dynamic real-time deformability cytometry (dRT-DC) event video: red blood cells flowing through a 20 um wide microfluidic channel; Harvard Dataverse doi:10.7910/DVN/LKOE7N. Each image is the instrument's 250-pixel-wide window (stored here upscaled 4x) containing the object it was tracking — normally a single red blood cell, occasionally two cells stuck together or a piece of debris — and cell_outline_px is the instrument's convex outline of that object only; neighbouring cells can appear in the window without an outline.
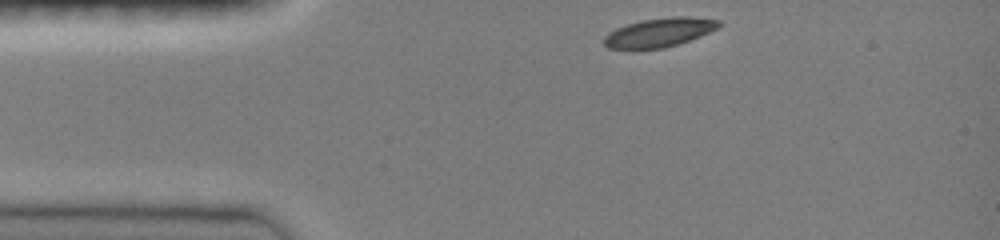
{"species": "common noctule bat (a hibernating species)", "species_latin": "Nyctalus noctula", "temperature_condition": "room temperature", "stored_images_in_passage": 38, "camera_frame_rate_fps": 3000, "um_per_image_px": 0.085, "animal": {"sex": "female", "body_mass_g": 19.0, "forearm_length_mm": 51.5}, "frame": {"image": 1, "passage_image": 1, "time_ms": 0.0, "image_size_px": [1000, 240], "cell_outline_px": [[720, 28], [700, 36], [664, 48], [608, 48], [604, 44], [604, 36], [608, 32], [616, 28], [640, 20], [672, 16], [688, 16], [720, 20]], "centroid_in_image_um": [56.06, 2.73], "position_along_channel_um": 28.9, "area_um2": 19.25}}
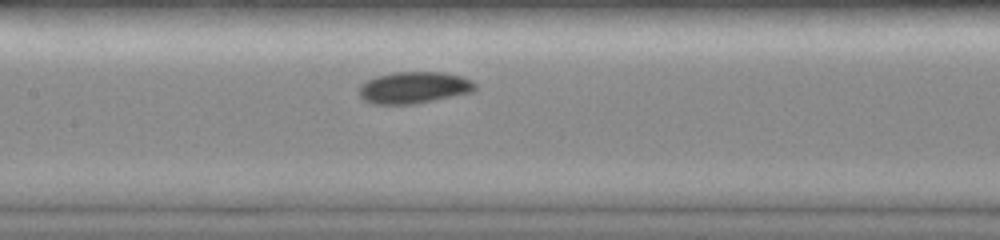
{"frame": {"image": 2, "passage_image": 15, "time_ms": 4.667, "image_size_px": [1000, 240], "cell_outline_px": [[476, 88], [472, 92], [416, 104], [372, 104], [364, 100], [360, 96], [356, 88], [360, 84], [376, 76], [392, 72], [444, 72], [460, 76], [472, 80], [476, 84]], "centroid_in_image_um": [35.15, 7.44], "position_along_channel_um": 172.3, "area_um2": 21.68}}
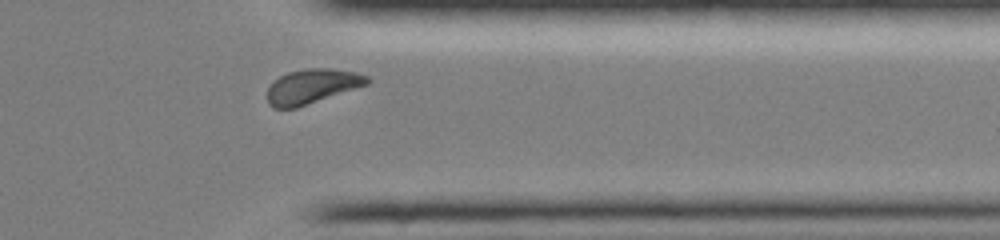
{"frame": {"image": 3, "passage_image": 32, "time_ms": 10.0, "image_size_px": [1000, 240], "cell_outline_px": [[372, 80], [368, 84], [296, 108], [276, 108], [268, 104], [268, 88], [272, 80], [288, 72], [308, 68], [332, 68], [356, 72], [368, 76]], "centroid_in_image_um": [26.53, 7.32], "position_along_channel_um": 384.9, "area_um2": 20.11}, "authors_computed_cell_mechanics": {"area_um2": 20.2589, "velocity_mm_per_s": 3.9739, "shape_relaxation_time_tau1_ms": 2.7659, "shape_relaxation_time_tau2_ms": null, "deformation_change_tau1": 0.0998, "deformation_change_tau2": null}}